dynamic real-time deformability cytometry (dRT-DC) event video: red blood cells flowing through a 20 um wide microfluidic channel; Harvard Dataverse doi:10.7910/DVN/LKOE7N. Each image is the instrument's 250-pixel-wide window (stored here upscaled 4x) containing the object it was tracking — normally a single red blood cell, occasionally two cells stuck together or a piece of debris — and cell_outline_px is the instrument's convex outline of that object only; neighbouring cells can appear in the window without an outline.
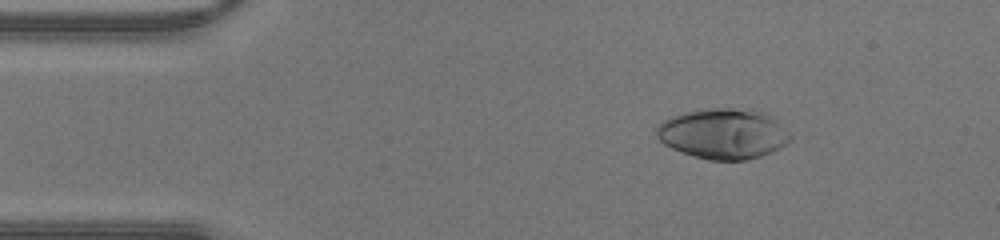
{"species": "human", "species_latin": "Homo sapiens", "temperature_condition": "warm", "stored_images_in_passage": 39, "camera_frame_rate_fps": 3000, "um_per_image_px": 0.085, "donor": {"sex": "male"}, "frame": {"image": 1, "passage_image": 3, "time_ms": 0.667, "image_size_px": [1000, 240], "cell_outline_px": [[792, 136], [784, 144], [772, 152], [760, 156], [744, 160], [708, 160], [672, 148], [664, 144], [656, 136], [656, 128], [664, 120], [672, 116], [684, 112], [716, 108], [728, 108], [760, 112], [772, 116]], "centroid_in_image_um": [61.46, 11.37], "position_along_channel_um": 23.5, "area_um2": 38.55}}
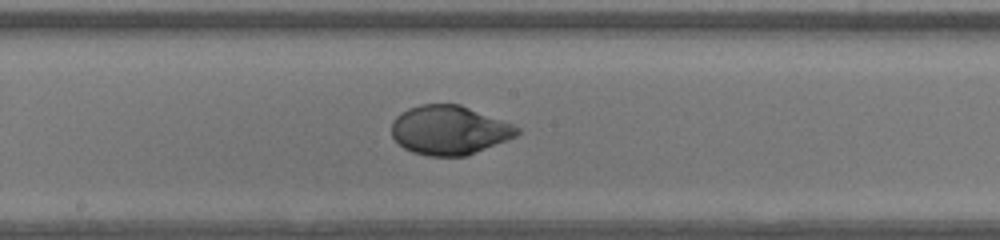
{"frame": {"image": 2, "passage_image": 19, "time_ms": 6.0, "image_size_px": [1000, 240], "cell_outline_px": [[520, 132], [516, 136], [468, 156], [428, 156], [412, 152], [404, 148], [392, 136], [392, 120], [400, 112], [408, 108], [420, 104], [460, 104], [512, 124], [520, 128]], "centroid_in_image_um": [38.17, 11.06], "position_along_channel_um": 210.0, "area_um2": 35.95}}
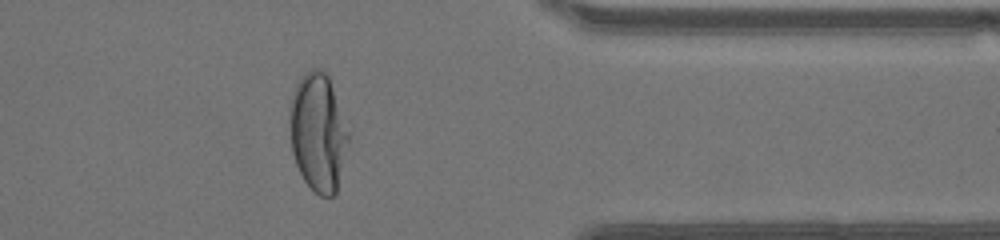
{"frame": {"image": 3, "passage_image": 31, "time_ms": 10.0, "image_size_px": [1000, 240], "cell_outline_px": [[348, 140], [336, 192], [332, 196], [320, 196], [304, 180], [296, 164], [292, 152], [288, 120], [288, 108], [292, 92], [296, 84], [304, 72], [312, 68], [316, 68], [324, 72], [328, 76], [348, 132]], "centroid_in_image_um": [26.97, 11.22], "position_along_channel_um": 384.4, "area_um2": 40.0}}